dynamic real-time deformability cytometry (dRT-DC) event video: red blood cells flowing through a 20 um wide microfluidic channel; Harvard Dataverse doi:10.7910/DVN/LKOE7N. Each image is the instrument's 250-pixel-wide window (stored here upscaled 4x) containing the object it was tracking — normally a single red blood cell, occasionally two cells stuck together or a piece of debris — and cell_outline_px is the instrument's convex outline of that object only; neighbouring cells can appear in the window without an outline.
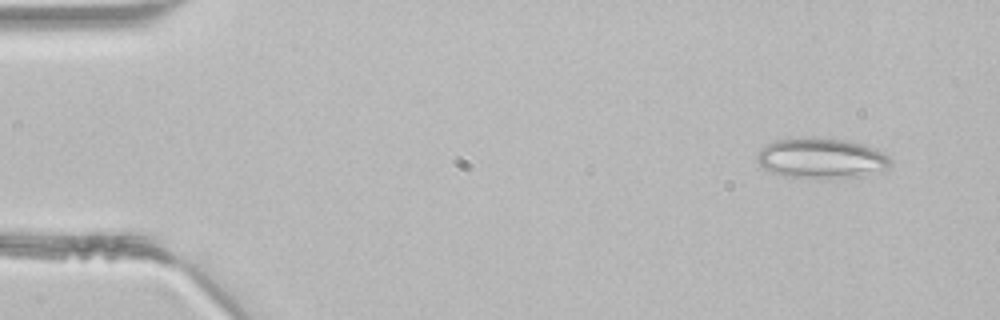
{"species": "common noctule bat (a hibernating species)", "species_latin": "Nyctalus noctula", "temperature_condition": "room temperature", "stored_images_in_passage": 39, "camera_frame_rate_fps": 3000, "um_per_image_px": 0.085, "animal": {"sex": "male", "body_mass_g": 21.5, "forearm_length_mm": 52.0}, "frame": {"image": 1, "passage_image": 1, "time_ms": 0.0, "image_size_px": [1000, 320], "cell_outline_px": [[892, 164], [888, 168], [856, 176], [788, 176], [772, 172], [764, 168], [756, 160], [756, 156], [760, 148], [776, 140], [808, 136], [844, 140], [876, 148], [888, 156], [892, 160]], "centroid_in_image_um": [69.79, 13.4], "position_along_channel_um": 15.2, "area_um2": 30.58}}
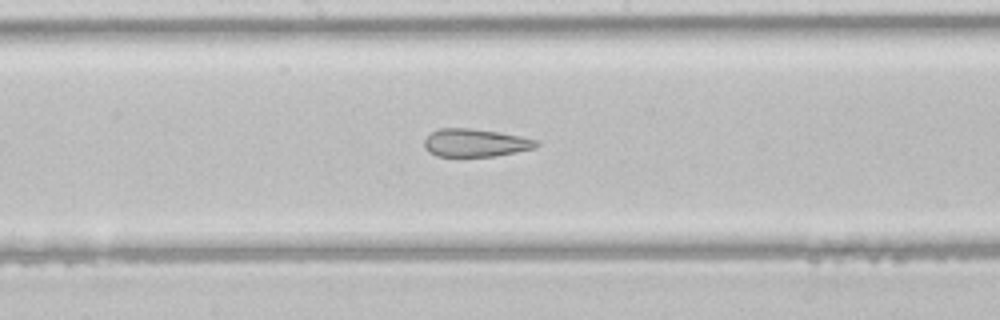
{"frame": {"image": 2, "passage_image": 21, "time_ms": 6.667, "image_size_px": [1000, 320], "cell_outline_px": [[540, 144], [536, 148], [496, 156], [436, 156], [428, 152], [424, 148], [424, 140], [432, 132], [440, 128], [472, 128], [500, 132], [540, 140]], "centroid_in_image_um": [40.44, 12.14], "position_along_channel_um": 207.8, "area_um2": 18.44}}
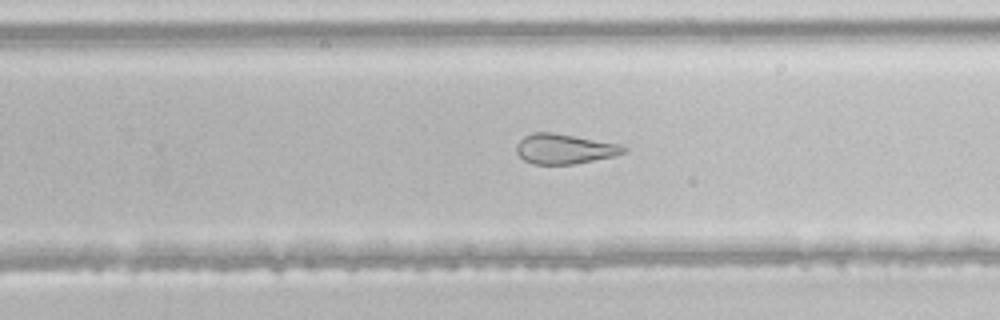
{"frame": {"image": 3, "passage_image": 26, "time_ms": 8.333, "image_size_px": [1000, 320], "cell_outline_px": [[628, 152], [616, 156], [572, 164], [532, 164], [524, 160], [516, 152], [516, 144], [524, 136], [532, 132], [552, 132], [620, 144], [628, 148]], "centroid_in_image_um": [47.99, 12.65], "position_along_channel_um": 281.8, "area_um2": 18.84}}